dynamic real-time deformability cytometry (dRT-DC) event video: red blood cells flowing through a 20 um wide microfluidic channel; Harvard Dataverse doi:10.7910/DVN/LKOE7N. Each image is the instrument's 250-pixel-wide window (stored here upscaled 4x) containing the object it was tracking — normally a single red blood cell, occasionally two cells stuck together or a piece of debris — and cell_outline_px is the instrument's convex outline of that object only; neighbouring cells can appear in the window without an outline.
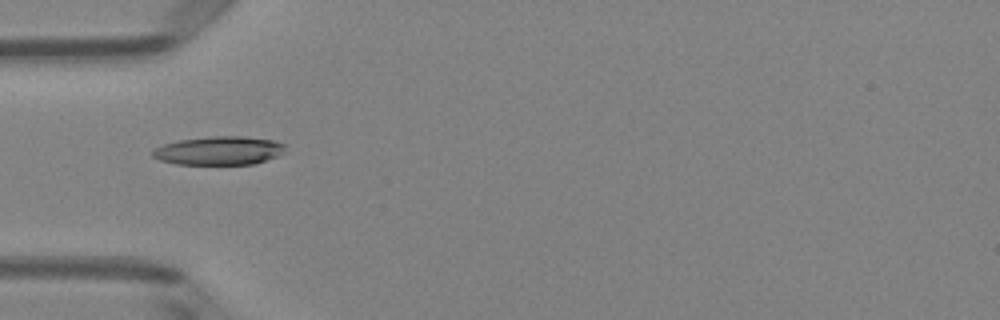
{"species": "Egyptian fruit bat (a non-hibernating species)", "species_latin": "Rousettus aegyptiacus", "temperature_condition": "room temperature", "stored_images_in_passage": 5, "camera_frame_rate_fps": 3000, "um_per_image_px": 0.085, "animal": {"sex": "female"}, "frame": {"image": 1, "passage_image": 5, "time_ms": 1.333, "image_size_px": [1000, 320], "cell_outline_px": [[284, 148], [276, 156], [252, 164], [176, 164], [160, 160], [152, 156], [152, 152], [156, 148], [164, 144], [180, 140], [212, 136], [244, 136], [272, 140], [284, 144]], "centroid_in_image_um": [18.57, 12.8], "position_along_channel_um": 66.4, "area_um2": 21.68}}